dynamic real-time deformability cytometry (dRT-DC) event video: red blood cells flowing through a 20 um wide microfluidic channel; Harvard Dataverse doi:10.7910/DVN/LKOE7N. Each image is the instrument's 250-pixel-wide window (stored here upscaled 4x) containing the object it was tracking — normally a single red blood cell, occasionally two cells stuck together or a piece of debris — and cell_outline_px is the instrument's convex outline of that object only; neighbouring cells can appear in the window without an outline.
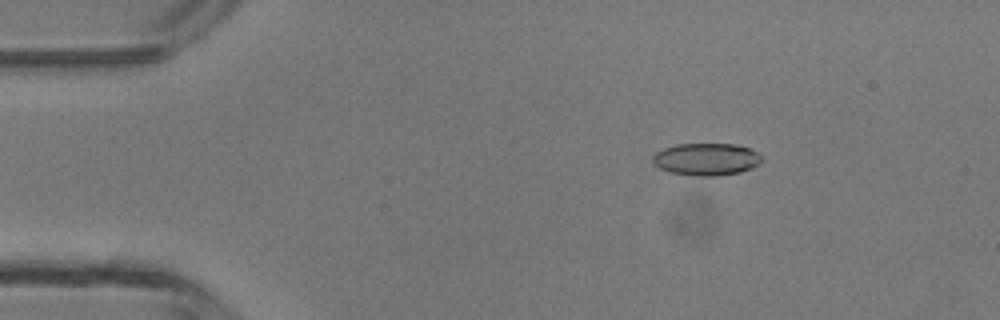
{"species": "common noctule bat (a hibernating species)", "species_latin": "Nyctalus noctula", "temperature_condition": "room temperature", "stored_images_in_passage": 44, "camera_frame_rate_fps": 3000, "um_per_image_px": 0.085, "animal": {"sex": "male", "body_mass_g": 13.3}, "frame": {"image": 1, "passage_image": 4, "time_ms": 1.0, "image_size_px": [1000, 320], "cell_outline_px": [[764, 160], [760, 164], [752, 168], [740, 172], [716, 176], [696, 176], [672, 172], [660, 168], [652, 164], [652, 156], [656, 152], [664, 148], [676, 144], [736, 144], [748, 148], [764, 156]], "centroid_in_image_um": [60.06, 13.53], "position_along_channel_um": 24.9, "area_um2": 20.69}}
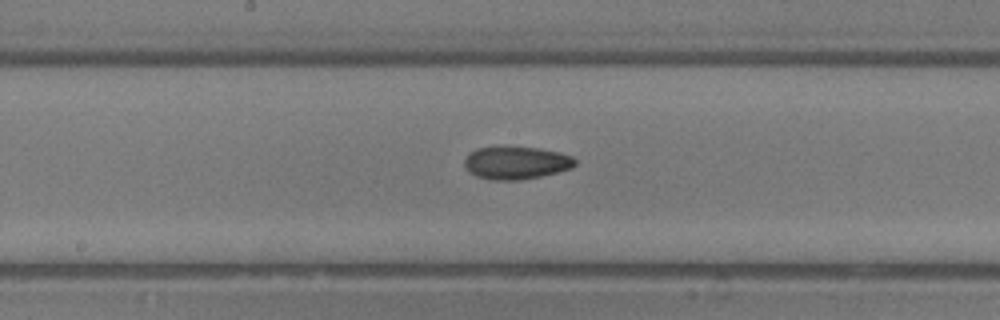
{"frame": {"image": 2, "passage_image": 21, "time_ms": 6.667, "image_size_px": [1000, 320], "cell_outline_px": [[576, 164], [572, 168], [540, 176], [520, 180], [492, 180], [476, 176], [468, 172], [464, 168], [464, 160], [476, 148], [536, 148], [560, 152], [572, 156], [576, 160]], "centroid_in_image_um": [43.87, 13.86], "position_along_channel_um": 204.3, "area_um2": 20.81}}
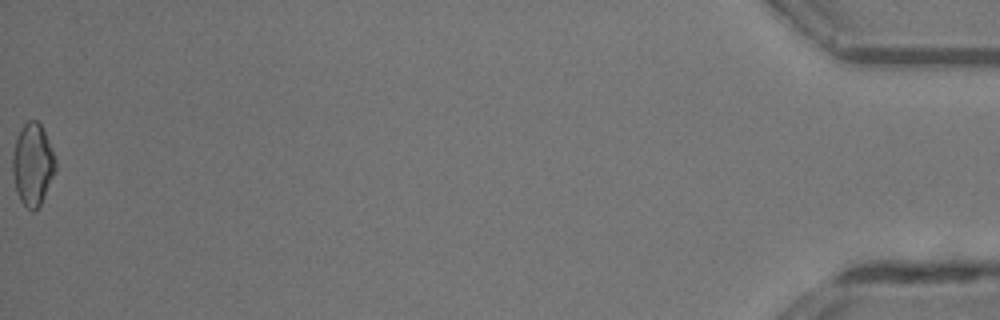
{"frame": {"image": 3, "passage_image": 44, "time_ms": 14.333, "image_size_px": [1000, 320], "cell_outline_px": [[56, 172], [40, 204], [32, 212], [20, 200], [16, 192], [12, 172], [12, 152], [20, 128], [28, 120], [36, 120], [40, 124], [44, 132], [56, 160]], "centroid_in_image_um": [2.76, 13.98], "position_along_channel_um": 432.4, "area_um2": 20.46}, "authors_computed_cell_mechanics": {"area_um2": 20.6924, "velocity_mm_per_s": 4.373, "shape_relaxation_time_tau1_ms": 9.2438, "shape_relaxation_time_tau2_ms": 5.2812, "deformation_change_tau1": 0.1702, "deformation_change_tau2": 0.1115}}